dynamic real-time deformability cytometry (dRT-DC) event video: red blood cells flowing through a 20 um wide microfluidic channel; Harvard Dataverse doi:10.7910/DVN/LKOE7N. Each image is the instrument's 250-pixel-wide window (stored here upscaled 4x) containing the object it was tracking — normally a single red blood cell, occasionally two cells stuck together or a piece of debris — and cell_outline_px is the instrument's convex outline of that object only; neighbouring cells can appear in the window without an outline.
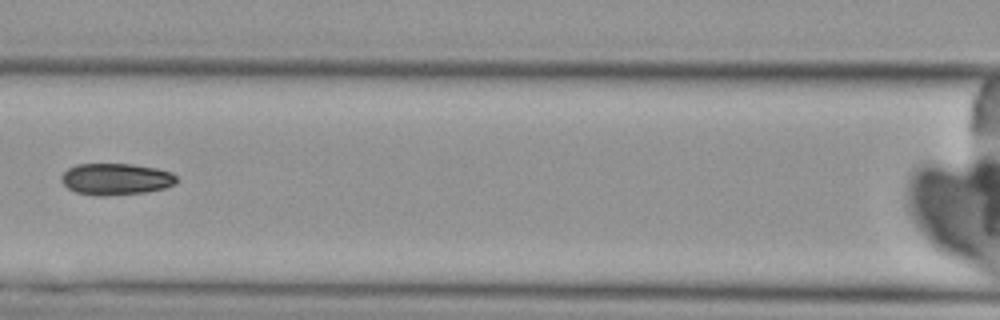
{"species": "Egyptian fruit bat (a non-hibernating species)", "species_latin": "Rousettus aegyptiacus", "temperature_condition": "cold", "stored_images_in_passage": 8, "camera_frame_rate_fps": 3000, "um_per_image_px": 0.085, "animal": {"sex": "female"}, "frame": {"image": 1, "passage_image": 8, "time_ms": 8.333, "image_size_px": [1000, 320], "cell_outline_px": [[180, 180], [176, 184], [164, 188], [144, 192], [104, 196], [96, 196], [76, 192], [68, 188], [60, 180], [60, 176], [68, 168], [76, 164], [132, 164], [156, 168], [172, 172]], "centroid_in_image_um": [9.86, 15.22], "position_along_channel_um": 156.7, "area_um2": 21.39}}